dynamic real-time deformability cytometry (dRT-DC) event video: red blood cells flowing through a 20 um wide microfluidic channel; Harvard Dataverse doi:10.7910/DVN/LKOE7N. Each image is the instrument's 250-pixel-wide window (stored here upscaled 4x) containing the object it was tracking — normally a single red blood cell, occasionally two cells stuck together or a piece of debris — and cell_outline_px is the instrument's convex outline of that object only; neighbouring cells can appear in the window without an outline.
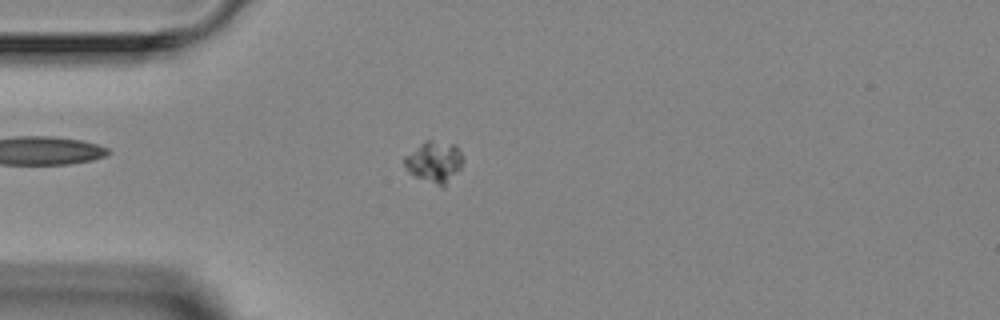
{"species": "Egyptian fruit bat (a non-hibernating species)", "species_latin": "Rousettus aegyptiacus", "temperature_condition": "room temperature", "stored_images_in_passage": 1, "camera_frame_rate_fps": 3000, "um_per_image_px": 0.085, "animal": {"sex": "female"}, "frame": {"image": 1, "passage_image": 1, "time_ms": 0.0, "image_size_px": [1000, 320], "cell_outline_px": [[464, 160], [460, 168], [444, 188], [416, 176], [408, 172], [404, 164], [404, 156], [424, 140], [428, 140], [456, 144]], "centroid_in_image_um": [36.92, 13.75], "position_along_channel_um": 48.1, "area_um2": 14.1}}